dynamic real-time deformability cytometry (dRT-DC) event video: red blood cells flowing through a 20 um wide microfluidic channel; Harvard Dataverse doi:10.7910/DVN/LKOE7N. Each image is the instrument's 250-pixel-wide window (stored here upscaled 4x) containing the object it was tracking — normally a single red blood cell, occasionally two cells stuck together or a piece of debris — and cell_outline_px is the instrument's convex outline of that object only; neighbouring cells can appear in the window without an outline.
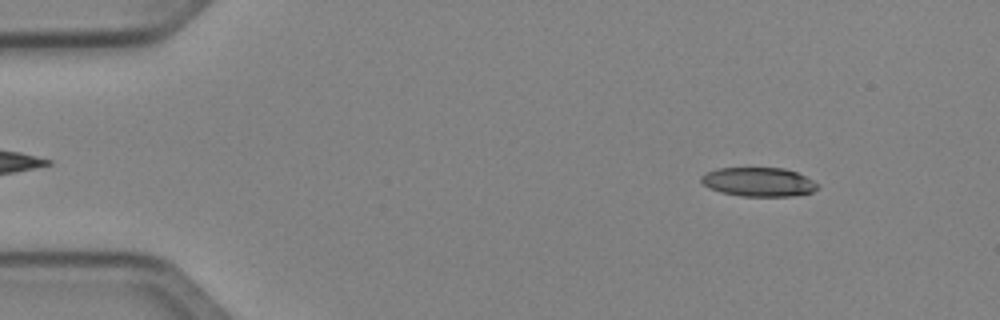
{"species": "Egyptian fruit bat (a non-hibernating species)", "species_latin": "Rousettus aegyptiacus", "temperature_condition": "cold", "stored_images_in_passage": 50, "camera_frame_rate_fps": 3000, "um_per_image_px": 0.085, "animal": {"sex": "female"}, "frame": {"image": 1, "passage_image": 6, "time_ms": 1.667, "image_size_px": [1000, 320], "cell_outline_px": [[820, 188], [812, 192], [792, 196], [740, 196], [720, 192], [708, 188], [700, 180], [700, 176], [708, 172], [720, 168], [784, 168], [796, 172], [812, 180]], "centroid_in_image_um": [64.46, 15.47], "position_along_channel_um": 20.5, "area_um2": 19.59}}
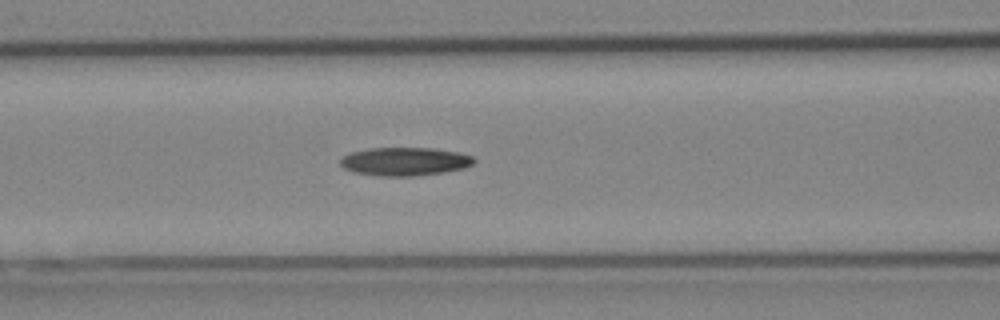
{"frame": {"image": 2, "passage_image": 21, "time_ms": 6.667, "image_size_px": [1000, 320], "cell_outline_px": [[476, 160], [472, 164], [464, 168], [440, 172], [412, 176], [380, 176], [356, 172], [344, 168], [340, 164], [340, 160], [344, 156], [352, 152], [372, 148], [432, 148], [456, 152], [472, 156]], "centroid_in_image_um": [34.4, 13.72], "position_along_channel_um": 132.2, "area_um2": 21.68}}
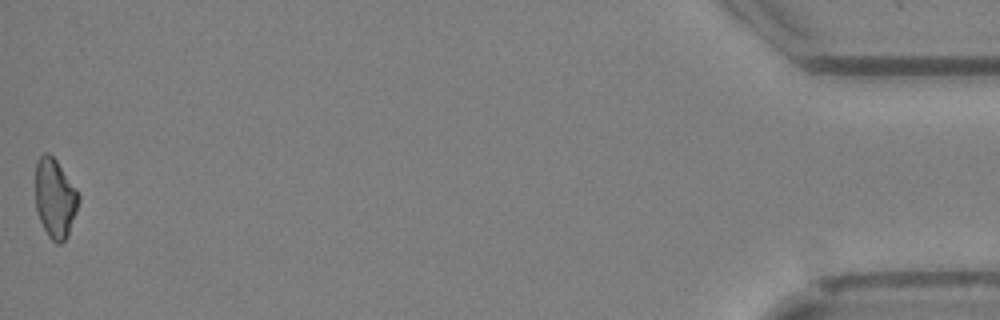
{"frame": {"image": 3, "passage_image": 50, "time_ms": 16.333, "image_size_px": [1000, 320], "cell_outline_px": [[80, 200], [68, 236], [60, 244], [56, 244], [48, 236], [36, 212], [36, 160], [44, 152], [48, 152], [56, 160], [76, 188], [80, 196]], "centroid_in_image_um": [4.68, 16.86], "position_along_channel_um": 430.5, "area_um2": 20.0}}